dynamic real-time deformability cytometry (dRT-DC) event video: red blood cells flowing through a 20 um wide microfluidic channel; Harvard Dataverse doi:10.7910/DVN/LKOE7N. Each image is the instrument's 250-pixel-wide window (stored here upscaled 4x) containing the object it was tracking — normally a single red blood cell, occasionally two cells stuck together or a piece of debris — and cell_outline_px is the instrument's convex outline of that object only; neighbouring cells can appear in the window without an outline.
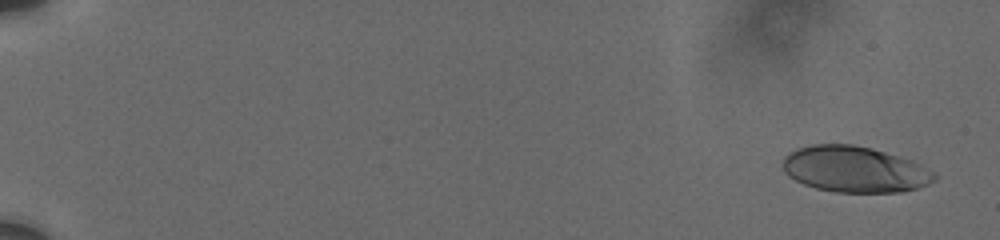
{"species": "human", "species_latin": "Homo sapiens", "temperature_condition": "cold", "stored_images_in_passage": 10, "camera_frame_rate_fps": 3000, "um_per_image_px": 0.085, "donor": {"sex": "male"}, "frame": {"image": 1, "passage_image": 1, "time_ms": 0.0, "image_size_px": [1000, 240], "cell_outline_px": [[936, 180], [928, 184], [916, 188], [900, 192], [836, 192], [816, 188], [804, 184], [788, 176], [784, 172], [780, 164], [784, 156], [788, 152], [796, 148], [812, 144], [852, 144], [872, 148], [912, 160], [936, 172]], "centroid_in_image_um": [72.62, 14.38], "position_along_channel_um": 12.4, "area_um2": 41.04}}
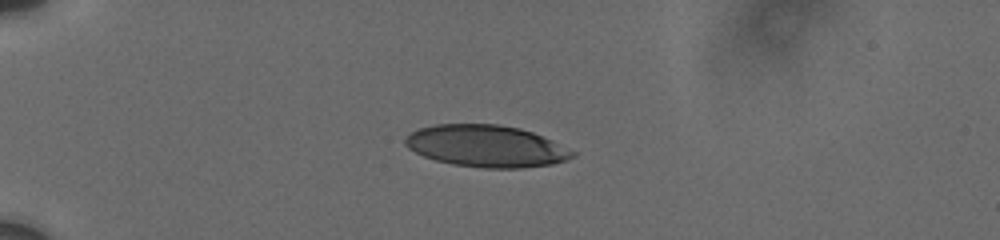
{"frame": {"image": 2, "passage_image": 6, "time_ms": 4.667, "image_size_px": [1000, 240], "cell_outline_px": [[576, 156], [568, 160], [552, 164], [520, 168], [484, 168], [452, 164], [436, 160], [424, 156], [408, 148], [404, 144], [404, 140], [412, 132], [420, 128], [436, 124], [500, 124], [520, 128], [532, 132], [552, 140], [576, 152]], "centroid_in_image_um": [41.36, 12.42], "position_along_channel_um": 43.6, "area_um2": 40.81}}
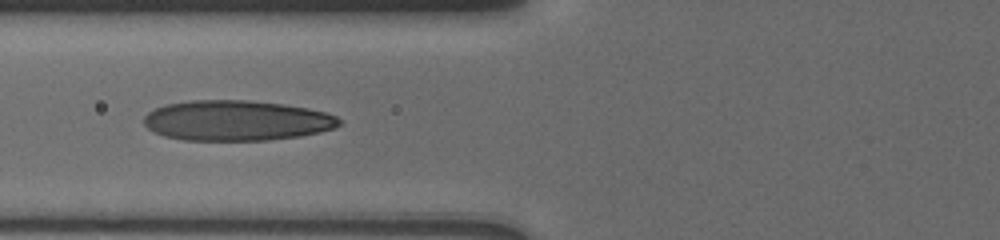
{"frame": {"image": 3, "passage_image": 9, "time_ms": 7.667, "image_size_px": [1000, 240], "cell_outline_px": [[344, 120], [336, 128], [320, 132], [300, 136], [268, 140], [184, 140], [164, 136], [148, 128], [144, 124], [144, 116], [148, 112], [164, 104], [188, 100], [248, 100], [284, 104], [308, 108], [324, 112], [336, 116]], "centroid_in_image_um": [20.12, 10.24], "position_along_channel_um": 105.7, "area_um2": 46.12}}